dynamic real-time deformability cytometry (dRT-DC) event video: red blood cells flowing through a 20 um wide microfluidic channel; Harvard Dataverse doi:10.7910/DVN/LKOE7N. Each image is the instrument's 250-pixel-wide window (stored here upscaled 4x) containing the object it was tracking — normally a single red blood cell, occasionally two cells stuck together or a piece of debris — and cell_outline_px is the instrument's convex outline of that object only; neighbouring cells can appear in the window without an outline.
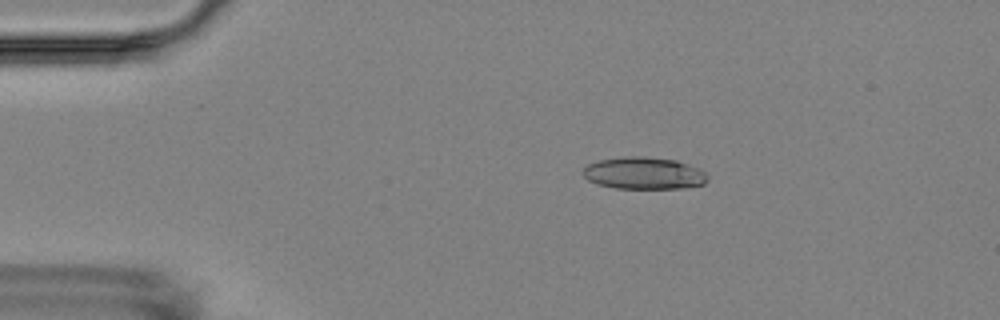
{"species": "Egyptian fruit bat (a non-hibernating species)", "species_latin": "Rousettus aegyptiacus", "temperature_condition": "room temperature", "stored_images_in_passage": 8, "camera_frame_rate_fps": 3000, "um_per_image_px": 0.085, "animal": {"sex": "female"}, "frame": {"image": 1, "passage_image": 4, "time_ms": 3.333, "image_size_px": [1000, 320], "cell_outline_px": [[708, 180], [704, 184], [684, 188], [616, 188], [596, 184], [588, 180], [584, 176], [584, 168], [588, 164], [600, 160], [624, 156], [644, 156], [676, 160], [700, 168], [708, 176]], "centroid_in_image_um": [54.76, 14.72], "position_along_channel_um": 30.2, "area_um2": 23.35}}
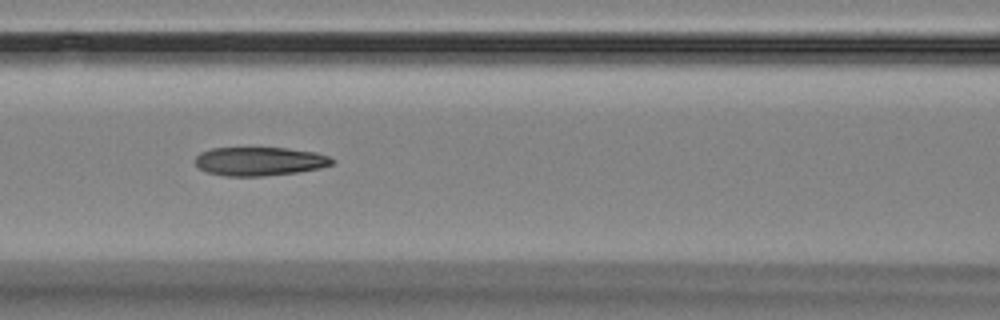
{"frame": {"image": 2, "passage_image": 8, "time_ms": 8.0, "image_size_px": [1000, 320], "cell_outline_px": [[336, 160], [332, 164], [320, 168], [296, 172], [264, 176], [224, 176], [208, 172], [200, 168], [192, 160], [200, 152], [212, 148], [288, 148], [316, 152], [328, 156]], "centroid_in_image_um": [22.05, 13.71], "position_along_channel_um": 144.5, "area_um2": 22.95}}